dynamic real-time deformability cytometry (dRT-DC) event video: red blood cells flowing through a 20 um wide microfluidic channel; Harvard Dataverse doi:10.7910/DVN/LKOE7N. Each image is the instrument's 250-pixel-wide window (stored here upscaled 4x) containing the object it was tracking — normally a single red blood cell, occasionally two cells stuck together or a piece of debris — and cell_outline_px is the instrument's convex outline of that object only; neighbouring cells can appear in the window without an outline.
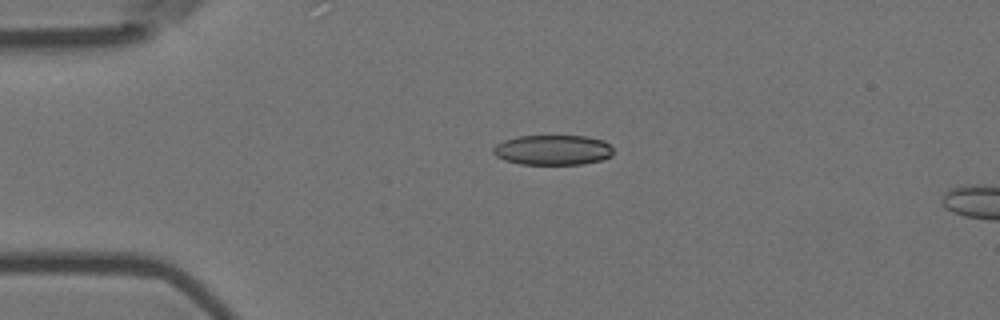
{"species": "Egyptian fruit bat (a non-hibernating species)", "species_latin": "Rousettus aegyptiacus", "temperature_condition": "room temperature", "stored_images_in_passage": 2, "camera_frame_rate_fps": 3000, "um_per_image_px": 0.085, "animal": {"sex": "female"}, "frame": {"image": 1, "passage_image": 1, "time_ms": 0.0, "image_size_px": [1000, 320], "cell_outline_px": [[612, 156], [600, 160], [580, 164], [520, 164], [504, 160], [496, 156], [492, 152], [492, 148], [496, 144], [504, 140], [520, 136], [588, 136], [604, 140], [612, 148]], "centroid_in_image_um": [46.97, 12.74], "position_along_channel_um": 38.0, "area_um2": 21.04}}